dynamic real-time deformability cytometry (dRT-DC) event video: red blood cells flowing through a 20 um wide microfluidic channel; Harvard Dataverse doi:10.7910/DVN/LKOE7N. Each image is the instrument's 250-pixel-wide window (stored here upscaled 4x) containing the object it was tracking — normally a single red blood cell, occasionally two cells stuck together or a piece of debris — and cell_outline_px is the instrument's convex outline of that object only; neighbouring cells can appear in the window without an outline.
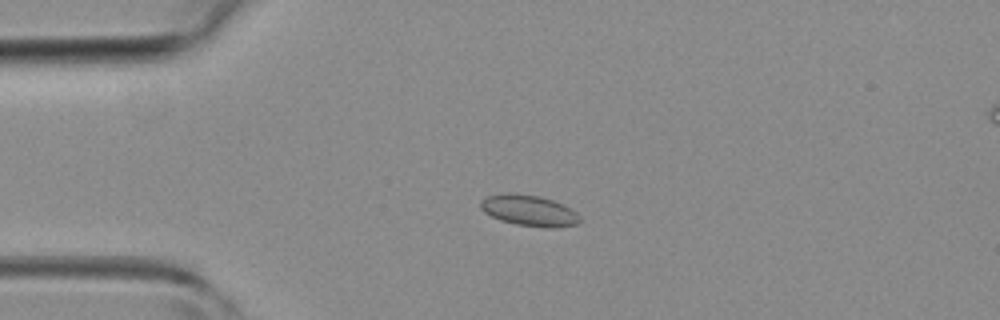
{"species": "common noctule bat (a hibernating species)", "species_latin": "Nyctalus noctula", "temperature_condition": "room temperature", "stored_images_in_passage": 42, "camera_frame_rate_fps": 3000, "um_per_image_px": 0.085, "animal": {"sex": "female", "body_mass_g": 19.3, "forearm_length_mm": 54.1}, "frame": {"image": 1, "passage_image": 10, "time_ms": 3.0, "image_size_px": [1000, 320], "cell_outline_px": [[580, 220], [576, 224], [556, 228], [544, 228], [516, 224], [500, 220], [484, 212], [480, 208], [480, 200], [488, 196], [504, 192], [516, 192], [540, 196], [564, 204], [576, 212], [580, 216]], "centroid_in_image_um": [44.96, 17.88], "position_along_channel_um": 40.0, "area_um2": 18.21}}
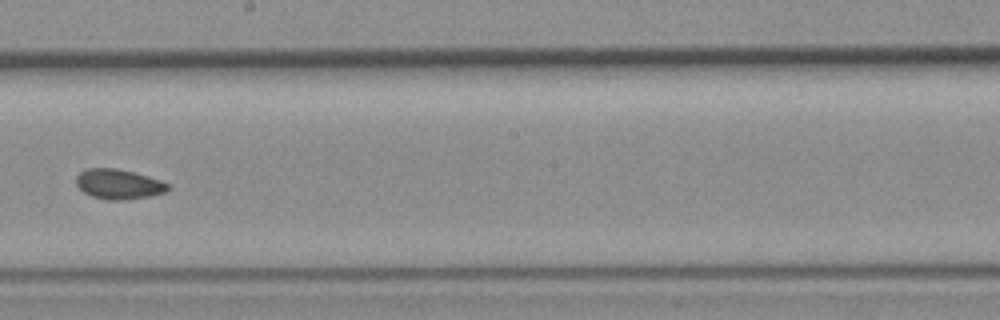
{"frame": {"image": 2, "passage_image": 24, "time_ms": 7.667, "image_size_px": [1000, 320], "cell_outline_px": [[172, 188], [164, 192], [148, 196], [120, 200], [108, 200], [92, 196], [84, 192], [76, 184], [76, 176], [80, 172], [88, 168], [116, 168], [148, 176], [172, 184]], "centroid_in_image_um": [10.1, 15.64], "position_along_channel_um": 238.1, "area_um2": 15.95}}
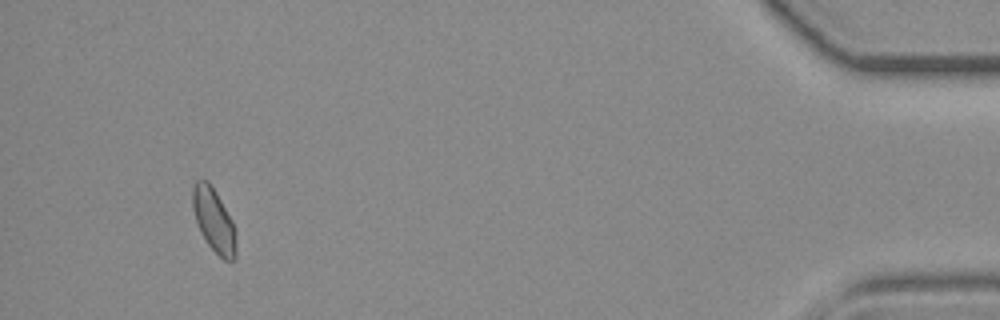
{"frame": {"image": 3, "passage_image": 40, "time_ms": 13.0, "image_size_px": [1000, 320], "cell_outline_px": [[236, 256], [232, 260], [224, 260], [208, 244], [200, 232], [192, 208], [192, 188], [196, 180], [208, 180], [216, 192], [232, 220], [236, 232]], "centroid_in_image_um": [18.17, 18.7], "position_along_channel_um": 417.0, "area_um2": 16.07}}